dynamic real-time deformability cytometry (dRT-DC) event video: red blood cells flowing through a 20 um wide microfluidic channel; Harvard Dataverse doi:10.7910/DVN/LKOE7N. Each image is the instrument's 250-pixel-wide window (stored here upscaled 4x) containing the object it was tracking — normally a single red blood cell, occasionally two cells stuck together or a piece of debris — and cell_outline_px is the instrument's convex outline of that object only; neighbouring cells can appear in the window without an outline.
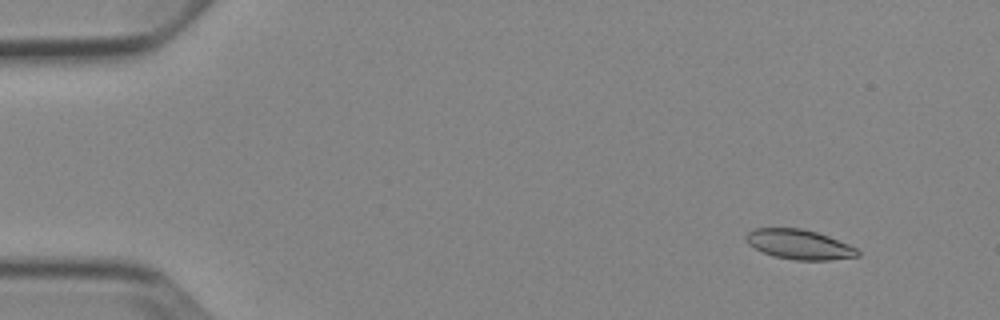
{"species": "Egyptian fruit bat (a non-hibernating species)", "species_latin": "Rousettus aegyptiacus", "temperature_condition": "cold", "stored_images_in_passage": 5, "camera_frame_rate_fps": 3000, "um_per_image_px": 0.085, "animal": {"sex": "female"}, "frame": {"image": 1, "passage_image": 2, "time_ms": 1.333, "image_size_px": [1000, 320], "cell_outline_px": [[860, 256], [828, 260], [796, 260], [772, 256], [748, 244], [744, 236], [752, 228], [800, 228], [816, 232], [828, 236], [848, 244], [856, 248], [860, 252]], "centroid_in_image_um": [67.92, 20.77], "position_along_channel_um": 17.1, "area_um2": 19.31}}
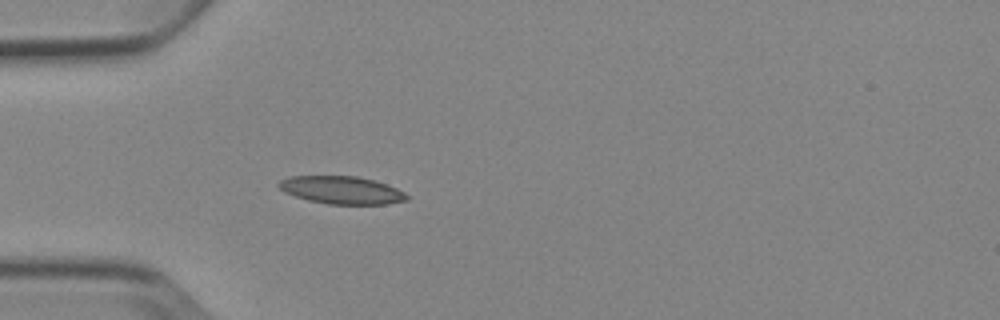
{"frame": {"image": 2, "passage_image": 5, "time_ms": 5.0, "image_size_px": [1000, 320], "cell_outline_px": [[408, 200], [384, 204], [328, 204], [308, 200], [284, 192], [276, 184], [280, 180], [288, 176], [356, 176], [372, 180], [396, 188], [404, 192], [408, 196]], "centroid_in_image_um": [29.0, 16.15], "position_along_channel_um": 56.0, "area_um2": 20.52}}